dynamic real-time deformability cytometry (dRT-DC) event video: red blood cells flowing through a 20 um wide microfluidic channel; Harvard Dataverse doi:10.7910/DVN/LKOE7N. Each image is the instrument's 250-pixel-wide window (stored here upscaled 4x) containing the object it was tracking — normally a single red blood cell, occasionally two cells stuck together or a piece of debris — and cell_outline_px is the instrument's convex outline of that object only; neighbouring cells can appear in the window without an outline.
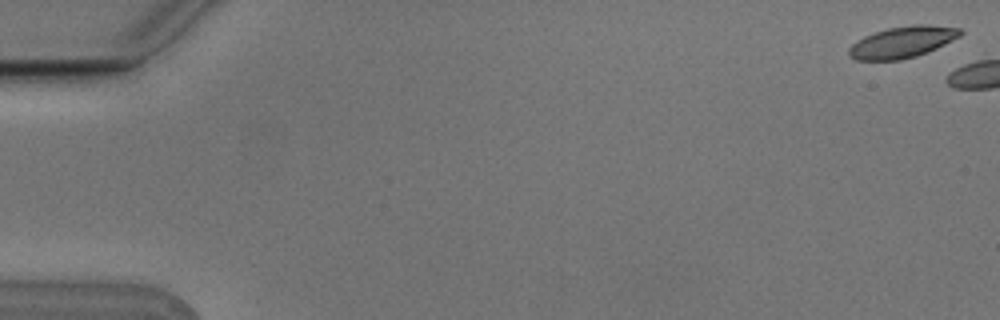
{"species": "Egyptian fruit bat (a non-hibernating species)", "species_latin": "Rousettus aegyptiacus", "temperature_condition": "cold", "stored_images_in_passage": 2, "camera_frame_rate_fps": 3000, "um_per_image_px": 0.085, "animal": {"sex": "male"}, "frame": {"image": 1, "passage_image": 1, "time_ms": 0.0, "image_size_px": [1000, 320], "cell_outline_px": [[964, 32], [960, 36], [936, 48], [916, 56], [900, 60], [856, 60], [848, 56], [848, 48], [856, 40], [864, 36], [888, 28], [916, 24], [920, 24], [960, 28]], "centroid_in_image_um": [76.66, 3.58], "position_along_channel_um": 8.3, "area_um2": 20.29}}